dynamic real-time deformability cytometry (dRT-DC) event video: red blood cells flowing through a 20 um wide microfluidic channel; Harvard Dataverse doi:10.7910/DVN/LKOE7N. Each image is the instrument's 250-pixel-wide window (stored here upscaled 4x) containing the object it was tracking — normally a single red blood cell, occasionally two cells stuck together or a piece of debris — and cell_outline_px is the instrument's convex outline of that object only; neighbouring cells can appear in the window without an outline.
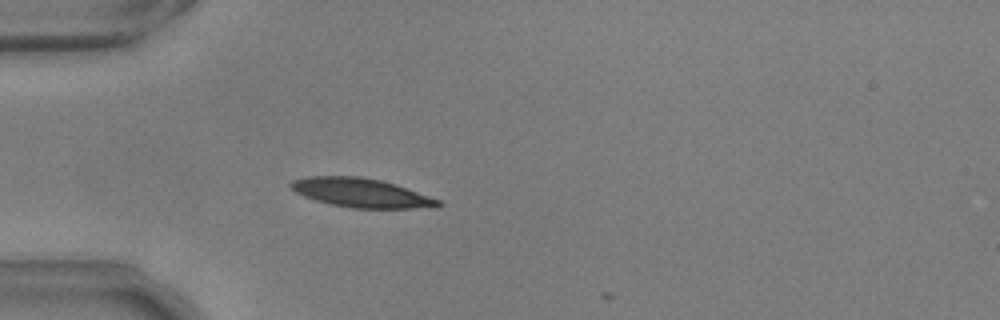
{"species": "common noctule bat (a hibernating species)", "species_latin": "Nyctalus noctula", "temperature_condition": "warm", "stored_images_in_passage": 17, "camera_frame_rate_fps": 3000, "um_per_image_px": 0.085, "animal": {"sex": "male", "body_mass_g": 17.9, "forearm_length_mm": 54.2}, "frame": {"image": 1, "passage_image": 16, "time_ms": 5.0, "image_size_px": [1000, 320], "cell_outline_px": [[444, 204], [436, 208], [352, 208], [332, 204], [316, 200], [304, 196], [296, 192], [288, 184], [292, 180], [308, 176], [360, 176], [380, 180], [396, 184], [440, 200]], "centroid_in_image_um": [30.73, 16.39], "position_along_channel_um": 54.3, "area_um2": 24.91}}